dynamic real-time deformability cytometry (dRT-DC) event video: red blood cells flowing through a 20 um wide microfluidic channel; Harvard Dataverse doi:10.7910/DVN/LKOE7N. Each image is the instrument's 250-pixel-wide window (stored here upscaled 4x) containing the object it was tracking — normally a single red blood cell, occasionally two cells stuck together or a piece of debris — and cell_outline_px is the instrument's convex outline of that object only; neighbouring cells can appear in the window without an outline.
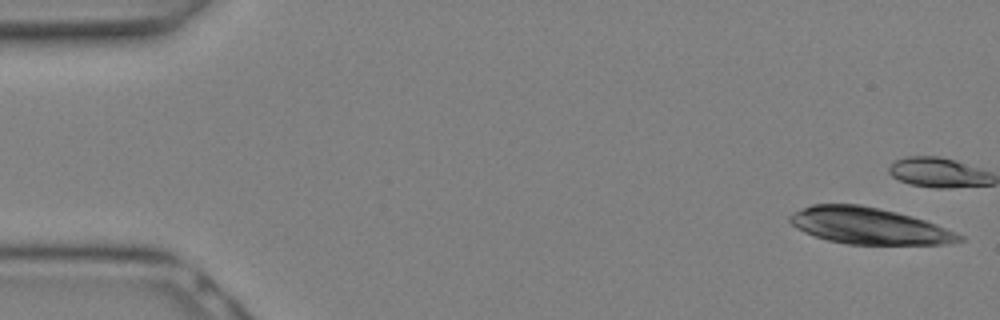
{"species": "Egyptian fruit bat (a non-hibernating species)", "species_latin": "Rousettus aegyptiacus", "temperature_condition": "warm", "stored_images_in_passage": 8, "camera_frame_rate_fps": 3000, "um_per_image_px": 0.085, "animal": {"sex": "female"}, "frame": {"image": 1, "passage_image": 1, "time_ms": 0.0, "image_size_px": [1000, 320], "cell_outline_px": [[964, 240], [944, 244], [848, 244], [828, 240], [804, 232], [796, 228], [788, 220], [788, 216], [792, 212], [812, 204], [860, 204], [880, 208], [912, 216], [936, 224], [964, 236]], "centroid_in_image_um": [73.82, 19.19], "position_along_channel_um": 11.2, "area_um2": 35.89}}